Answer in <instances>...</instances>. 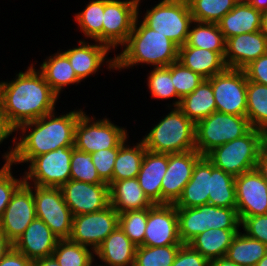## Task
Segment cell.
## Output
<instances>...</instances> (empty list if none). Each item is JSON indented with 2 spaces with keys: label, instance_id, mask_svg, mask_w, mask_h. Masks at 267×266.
<instances>
[{
  "label": "cell",
  "instance_id": "cell-43",
  "mask_svg": "<svg viewBox=\"0 0 267 266\" xmlns=\"http://www.w3.org/2000/svg\"><path fill=\"white\" fill-rule=\"evenodd\" d=\"M70 179L90 184L105 183L97 173L91 154L74 149L70 164Z\"/></svg>",
  "mask_w": 267,
  "mask_h": 266
},
{
  "label": "cell",
  "instance_id": "cell-24",
  "mask_svg": "<svg viewBox=\"0 0 267 266\" xmlns=\"http://www.w3.org/2000/svg\"><path fill=\"white\" fill-rule=\"evenodd\" d=\"M211 161L202 156L195 164L192 177L174 204L176 208H192L208 204L210 190Z\"/></svg>",
  "mask_w": 267,
  "mask_h": 266
},
{
  "label": "cell",
  "instance_id": "cell-60",
  "mask_svg": "<svg viewBox=\"0 0 267 266\" xmlns=\"http://www.w3.org/2000/svg\"><path fill=\"white\" fill-rule=\"evenodd\" d=\"M256 266H267V254L256 264Z\"/></svg>",
  "mask_w": 267,
  "mask_h": 266
},
{
  "label": "cell",
  "instance_id": "cell-57",
  "mask_svg": "<svg viewBox=\"0 0 267 266\" xmlns=\"http://www.w3.org/2000/svg\"><path fill=\"white\" fill-rule=\"evenodd\" d=\"M246 3L261 12L267 11V0H246Z\"/></svg>",
  "mask_w": 267,
  "mask_h": 266
},
{
  "label": "cell",
  "instance_id": "cell-15",
  "mask_svg": "<svg viewBox=\"0 0 267 266\" xmlns=\"http://www.w3.org/2000/svg\"><path fill=\"white\" fill-rule=\"evenodd\" d=\"M144 245L150 247L182 245L177 208L174 204H154L148 208Z\"/></svg>",
  "mask_w": 267,
  "mask_h": 266
},
{
  "label": "cell",
  "instance_id": "cell-12",
  "mask_svg": "<svg viewBox=\"0 0 267 266\" xmlns=\"http://www.w3.org/2000/svg\"><path fill=\"white\" fill-rule=\"evenodd\" d=\"M119 225V213L111 206L92 213L73 216L70 240L94 252Z\"/></svg>",
  "mask_w": 267,
  "mask_h": 266
},
{
  "label": "cell",
  "instance_id": "cell-40",
  "mask_svg": "<svg viewBox=\"0 0 267 266\" xmlns=\"http://www.w3.org/2000/svg\"><path fill=\"white\" fill-rule=\"evenodd\" d=\"M202 233L207 229H240L236 208H223L210 204L201 205Z\"/></svg>",
  "mask_w": 267,
  "mask_h": 266
},
{
  "label": "cell",
  "instance_id": "cell-38",
  "mask_svg": "<svg viewBox=\"0 0 267 266\" xmlns=\"http://www.w3.org/2000/svg\"><path fill=\"white\" fill-rule=\"evenodd\" d=\"M52 256L60 266H88L95 258L91 248L70 239H59Z\"/></svg>",
  "mask_w": 267,
  "mask_h": 266
},
{
  "label": "cell",
  "instance_id": "cell-22",
  "mask_svg": "<svg viewBox=\"0 0 267 266\" xmlns=\"http://www.w3.org/2000/svg\"><path fill=\"white\" fill-rule=\"evenodd\" d=\"M137 246L123 230L117 228L111 232L95 250V257L107 266H133Z\"/></svg>",
  "mask_w": 267,
  "mask_h": 266
},
{
  "label": "cell",
  "instance_id": "cell-56",
  "mask_svg": "<svg viewBox=\"0 0 267 266\" xmlns=\"http://www.w3.org/2000/svg\"><path fill=\"white\" fill-rule=\"evenodd\" d=\"M209 266H241V265L232 262L226 256H224L210 261Z\"/></svg>",
  "mask_w": 267,
  "mask_h": 266
},
{
  "label": "cell",
  "instance_id": "cell-34",
  "mask_svg": "<svg viewBox=\"0 0 267 266\" xmlns=\"http://www.w3.org/2000/svg\"><path fill=\"white\" fill-rule=\"evenodd\" d=\"M226 40L215 23L193 21L186 43L180 47H196L214 52H225Z\"/></svg>",
  "mask_w": 267,
  "mask_h": 266
},
{
  "label": "cell",
  "instance_id": "cell-14",
  "mask_svg": "<svg viewBox=\"0 0 267 266\" xmlns=\"http://www.w3.org/2000/svg\"><path fill=\"white\" fill-rule=\"evenodd\" d=\"M60 189L73 216L97 212L110 205L109 184H90L70 179Z\"/></svg>",
  "mask_w": 267,
  "mask_h": 266
},
{
  "label": "cell",
  "instance_id": "cell-49",
  "mask_svg": "<svg viewBox=\"0 0 267 266\" xmlns=\"http://www.w3.org/2000/svg\"><path fill=\"white\" fill-rule=\"evenodd\" d=\"M209 263L189 244H182L171 266H209Z\"/></svg>",
  "mask_w": 267,
  "mask_h": 266
},
{
  "label": "cell",
  "instance_id": "cell-3",
  "mask_svg": "<svg viewBox=\"0 0 267 266\" xmlns=\"http://www.w3.org/2000/svg\"><path fill=\"white\" fill-rule=\"evenodd\" d=\"M140 14L138 12L133 30L121 46L122 52L114 56L116 71L132 67L134 69L138 65L167 67L178 61L179 46L140 21Z\"/></svg>",
  "mask_w": 267,
  "mask_h": 266
},
{
  "label": "cell",
  "instance_id": "cell-41",
  "mask_svg": "<svg viewBox=\"0 0 267 266\" xmlns=\"http://www.w3.org/2000/svg\"><path fill=\"white\" fill-rule=\"evenodd\" d=\"M181 245L137 246L133 266H171Z\"/></svg>",
  "mask_w": 267,
  "mask_h": 266
},
{
  "label": "cell",
  "instance_id": "cell-46",
  "mask_svg": "<svg viewBox=\"0 0 267 266\" xmlns=\"http://www.w3.org/2000/svg\"><path fill=\"white\" fill-rule=\"evenodd\" d=\"M13 164H3L0 168V222L5 208L9 204L15 191L24 183V175L13 176Z\"/></svg>",
  "mask_w": 267,
  "mask_h": 266
},
{
  "label": "cell",
  "instance_id": "cell-55",
  "mask_svg": "<svg viewBox=\"0 0 267 266\" xmlns=\"http://www.w3.org/2000/svg\"><path fill=\"white\" fill-rule=\"evenodd\" d=\"M33 266H60L53 256L33 261Z\"/></svg>",
  "mask_w": 267,
  "mask_h": 266
},
{
  "label": "cell",
  "instance_id": "cell-16",
  "mask_svg": "<svg viewBox=\"0 0 267 266\" xmlns=\"http://www.w3.org/2000/svg\"><path fill=\"white\" fill-rule=\"evenodd\" d=\"M61 51L68 57L77 77L82 82L89 76L97 75L104 65L108 71L115 70V57L108 58L112 50L106 44L97 41L90 43L80 39L78 46L67 50L61 49Z\"/></svg>",
  "mask_w": 267,
  "mask_h": 266
},
{
  "label": "cell",
  "instance_id": "cell-32",
  "mask_svg": "<svg viewBox=\"0 0 267 266\" xmlns=\"http://www.w3.org/2000/svg\"><path fill=\"white\" fill-rule=\"evenodd\" d=\"M266 254V244L239 231L234 236L225 256L241 266H256Z\"/></svg>",
  "mask_w": 267,
  "mask_h": 266
},
{
  "label": "cell",
  "instance_id": "cell-7",
  "mask_svg": "<svg viewBox=\"0 0 267 266\" xmlns=\"http://www.w3.org/2000/svg\"><path fill=\"white\" fill-rule=\"evenodd\" d=\"M142 21L179 47L186 43L193 17L187 0H159L146 9Z\"/></svg>",
  "mask_w": 267,
  "mask_h": 266
},
{
  "label": "cell",
  "instance_id": "cell-23",
  "mask_svg": "<svg viewBox=\"0 0 267 266\" xmlns=\"http://www.w3.org/2000/svg\"><path fill=\"white\" fill-rule=\"evenodd\" d=\"M167 166L168 153L146 150L136 178L145 195L153 204H161V183Z\"/></svg>",
  "mask_w": 267,
  "mask_h": 266
},
{
  "label": "cell",
  "instance_id": "cell-47",
  "mask_svg": "<svg viewBox=\"0 0 267 266\" xmlns=\"http://www.w3.org/2000/svg\"><path fill=\"white\" fill-rule=\"evenodd\" d=\"M119 147L103 149L91 154V159L100 178L110 184L112 182L114 162L116 160Z\"/></svg>",
  "mask_w": 267,
  "mask_h": 266
},
{
  "label": "cell",
  "instance_id": "cell-18",
  "mask_svg": "<svg viewBox=\"0 0 267 266\" xmlns=\"http://www.w3.org/2000/svg\"><path fill=\"white\" fill-rule=\"evenodd\" d=\"M239 218L267 214V181L256 169L235 177Z\"/></svg>",
  "mask_w": 267,
  "mask_h": 266
},
{
  "label": "cell",
  "instance_id": "cell-45",
  "mask_svg": "<svg viewBox=\"0 0 267 266\" xmlns=\"http://www.w3.org/2000/svg\"><path fill=\"white\" fill-rule=\"evenodd\" d=\"M179 237L182 244H188L202 233L201 205L192 208H177Z\"/></svg>",
  "mask_w": 267,
  "mask_h": 266
},
{
  "label": "cell",
  "instance_id": "cell-35",
  "mask_svg": "<svg viewBox=\"0 0 267 266\" xmlns=\"http://www.w3.org/2000/svg\"><path fill=\"white\" fill-rule=\"evenodd\" d=\"M103 14L104 0H89L82 11L75 13L73 19L85 40L103 43Z\"/></svg>",
  "mask_w": 267,
  "mask_h": 266
},
{
  "label": "cell",
  "instance_id": "cell-33",
  "mask_svg": "<svg viewBox=\"0 0 267 266\" xmlns=\"http://www.w3.org/2000/svg\"><path fill=\"white\" fill-rule=\"evenodd\" d=\"M208 204L223 208H236L235 177L211 162Z\"/></svg>",
  "mask_w": 267,
  "mask_h": 266
},
{
  "label": "cell",
  "instance_id": "cell-48",
  "mask_svg": "<svg viewBox=\"0 0 267 266\" xmlns=\"http://www.w3.org/2000/svg\"><path fill=\"white\" fill-rule=\"evenodd\" d=\"M240 221L243 233L267 245V214L242 217Z\"/></svg>",
  "mask_w": 267,
  "mask_h": 266
},
{
  "label": "cell",
  "instance_id": "cell-29",
  "mask_svg": "<svg viewBox=\"0 0 267 266\" xmlns=\"http://www.w3.org/2000/svg\"><path fill=\"white\" fill-rule=\"evenodd\" d=\"M241 229H207L188 244L209 262L224 257L234 236Z\"/></svg>",
  "mask_w": 267,
  "mask_h": 266
},
{
  "label": "cell",
  "instance_id": "cell-9",
  "mask_svg": "<svg viewBox=\"0 0 267 266\" xmlns=\"http://www.w3.org/2000/svg\"><path fill=\"white\" fill-rule=\"evenodd\" d=\"M74 146H63L34 157L24 170L26 184L61 187L70 180V164Z\"/></svg>",
  "mask_w": 267,
  "mask_h": 266
},
{
  "label": "cell",
  "instance_id": "cell-52",
  "mask_svg": "<svg viewBox=\"0 0 267 266\" xmlns=\"http://www.w3.org/2000/svg\"><path fill=\"white\" fill-rule=\"evenodd\" d=\"M0 266H33V261L12 248L1 260Z\"/></svg>",
  "mask_w": 267,
  "mask_h": 266
},
{
  "label": "cell",
  "instance_id": "cell-39",
  "mask_svg": "<svg viewBox=\"0 0 267 266\" xmlns=\"http://www.w3.org/2000/svg\"><path fill=\"white\" fill-rule=\"evenodd\" d=\"M194 21L217 24L236 5L233 0H187Z\"/></svg>",
  "mask_w": 267,
  "mask_h": 266
},
{
  "label": "cell",
  "instance_id": "cell-59",
  "mask_svg": "<svg viewBox=\"0 0 267 266\" xmlns=\"http://www.w3.org/2000/svg\"><path fill=\"white\" fill-rule=\"evenodd\" d=\"M260 131L262 148L267 151V125H265Z\"/></svg>",
  "mask_w": 267,
  "mask_h": 266
},
{
  "label": "cell",
  "instance_id": "cell-30",
  "mask_svg": "<svg viewBox=\"0 0 267 266\" xmlns=\"http://www.w3.org/2000/svg\"><path fill=\"white\" fill-rule=\"evenodd\" d=\"M178 108L195 124L215 112L216 103L210 80L204 79L191 94L184 96Z\"/></svg>",
  "mask_w": 267,
  "mask_h": 266
},
{
  "label": "cell",
  "instance_id": "cell-19",
  "mask_svg": "<svg viewBox=\"0 0 267 266\" xmlns=\"http://www.w3.org/2000/svg\"><path fill=\"white\" fill-rule=\"evenodd\" d=\"M36 218L32 189L24 182L14 193L4 210L0 228L14 243Z\"/></svg>",
  "mask_w": 267,
  "mask_h": 266
},
{
  "label": "cell",
  "instance_id": "cell-54",
  "mask_svg": "<svg viewBox=\"0 0 267 266\" xmlns=\"http://www.w3.org/2000/svg\"><path fill=\"white\" fill-rule=\"evenodd\" d=\"M12 248L13 243L7 238L0 228V262Z\"/></svg>",
  "mask_w": 267,
  "mask_h": 266
},
{
  "label": "cell",
  "instance_id": "cell-44",
  "mask_svg": "<svg viewBox=\"0 0 267 266\" xmlns=\"http://www.w3.org/2000/svg\"><path fill=\"white\" fill-rule=\"evenodd\" d=\"M167 68L171 71L175 91L181 99L191 94L205 79L200 74L184 67L178 61L171 63Z\"/></svg>",
  "mask_w": 267,
  "mask_h": 266
},
{
  "label": "cell",
  "instance_id": "cell-61",
  "mask_svg": "<svg viewBox=\"0 0 267 266\" xmlns=\"http://www.w3.org/2000/svg\"><path fill=\"white\" fill-rule=\"evenodd\" d=\"M128 1H130L131 3H133V4H135L137 7H138V12H140V6H141V4L140 3H142L141 1L142 0H128Z\"/></svg>",
  "mask_w": 267,
  "mask_h": 266
},
{
  "label": "cell",
  "instance_id": "cell-50",
  "mask_svg": "<svg viewBox=\"0 0 267 266\" xmlns=\"http://www.w3.org/2000/svg\"><path fill=\"white\" fill-rule=\"evenodd\" d=\"M16 133V129L9 123L7 116L2 111V108L0 106V145L5 142L9 137L12 136V145L8 147V150L3 153L2 157L5 160L4 164L11 163L14 153H15V138L13 134Z\"/></svg>",
  "mask_w": 267,
  "mask_h": 266
},
{
  "label": "cell",
  "instance_id": "cell-31",
  "mask_svg": "<svg viewBox=\"0 0 267 266\" xmlns=\"http://www.w3.org/2000/svg\"><path fill=\"white\" fill-rule=\"evenodd\" d=\"M129 137L120 145L114 162L112 181L136 178L146 152L145 144L141 140L131 146ZM129 143V144H128Z\"/></svg>",
  "mask_w": 267,
  "mask_h": 266
},
{
  "label": "cell",
  "instance_id": "cell-62",
  "mask_svg": "<svg viewBox=\"0 0 267 266\" xmlns=\"http://www.w3.org/2000/svg\"><path fill=\"white\" fill-rule=\"evenodd\" d=\"M95 261H97L96 258H94V259L88 264V266H107V265L104 264V263L99 264V263H96ZM93 263H95V264H93ZM97 264H99V265H97Z\"/></svg>",
  "mask_w": 267,
  "mask_h": 266
},
{
  "label": "cell",
  "instance_id": "cell-58",
  "mask_svg": "<svg viewBox=\"0 0 267 266\" xmlns=\"http://www.w3.org/2000/svg\"><path fill=\"white\" fill-rule=\"evenodd\" d=\"M260 31L267 38V11L262 12Z\"/></svg>",
  "mask_w": 267,
  "mask_h": 266
},
{
  "label": "cell",
  "instance_id": "cell-6",
  "mask_svg": "<svg viewBox=\"0 0 267 266\" xmlns=\"http://www.w3.org/2000/svg\"><path fill=\"white\" fill-rule=\"evenodd\" d=\"M251 128L246 116L215 111L196 123L195 148L206 156L214 148L242 137Z\"/></svg>",
  "mask_w": 267,
  "mask_h": 266
},
{
  "label": "cell",
  "instance_id": "cell-17",
  "mask_svg": "<svg viewBox=\"0 0 267 266\" xmlns=\"http://www.w3.org/2000/svg\"><path fill=\"white\" fill-rule=\"evenodd\" d=\"M201 157L197 150L168 154V166L161 183V204H175L178 201Z\"/></svg>",
  "mask_w": 267,
  "mask_h": 266
},
{
  "label": "cell",
  "instance_id": "cell-5",
  "mask_svg": "<svg viewBox=\"0 0 267 266\" xmlns=\"http://www.w3.org/2000/svg\"><path fill=\"white\" fill-rule=\"evenodd\" d=\"M261 147V131L251 128L242 137L214 148L206 157L215 167L236 177L255 169Z\"/></svg>",
  "mask_w": 267,
  "mask_h": 266
},
{
  "label": "cell",
  "instance_id": "cell-26",
  "mask_svg": "<svg viewBox=\"0 0 267 266\" xmlns=\"http://www.w3.org/2000/svg\"><path fill=\"white\" fill-rule=\"evenodd\" d=\"M110 205L120 214L129 210H145L154 204L145 195L137 178L112 181L109 184Z\"/></svg>",
  "mask_w": 267,
  "mask_h": 266
},
{
  "label": "cell",
  "instance_id": "cell-28",
  "mask_svg": "<svg viewBox=\"0 0 267 266\" xmlns=\"http://www.w3.org/2000/svg\"><path fill=\"white\" fill-rule=\"evenodd\" d=\"M261 16L262 12L250 4H236L217 24L226 40L235 35L259 31Z\"/></svg>",
  "mask_w": 267,
  "mask_h": 266
},
{
  "label": "cell",
  "instance_id": "cell-25",
  "mask_svg": "<svg viewBox=\"0 0 267 266\" xmlns=\"http://www.w3.org/2000/svg\"><path fill=\"white\" fill-rule=\"evenodd\" d=\"M224 54L225 52H214L196 47H179L178 62L203 78L209 79L228 68Z\"/></svg>",
  "mask_w": 267,
  "mask_h": 266
},
{
  "label": "cell",
  "instance_id": "cell-4",
  "mask_svg": "<svg viewBox=\"0 0 267 266\" xmlns=\"http://www.w3.org/2000/svg\"><path fill=\"white\" fill-rule=\"evenodd\" d=\"M159 122L152 127L142 141L148 151L155 153H181L195 148L196 124L178 108H168Z\"/></svg>",
  "mask_w": 267,
  "mask_h": 266
},
{
  "label": "cell",
  "instance_id": "cell-8",
  "mask_svg": "<svg viewBox=\"0 0 267 266\" xmlns=\"http://www.w3.org/2000/svg\"><path fill=\"white\" fill-rule=\"evenodd\" d=\"M86 113L84 111L79 116L75 127V149L92 154L99 150L120 147L129 137L127 128L114 124L106 116L97 119Z\"/></svg>",
  "mask_w": 267,
  "mask_h": 266
},
{
  "label": "cell",
  "instance_id": "cell-13",
  "mask_svg": "<svg viewBox=\"0 0 267 266\" xmlns=\"http://www.w3.org/2000/svg\"><path fill=\"white\" fill-rule=\"evenodd\" d=\"M138 7L128 0H104L103 44L112 51L121 47L133 30Z\"/></svg>",
  "mask_w": 267,
  "mask_h": 266
},
{
  "label": "cell",
  "instance_id": "cell-2",
  "mask_svg": "<svg viewBox=\"0 0 267 266\" xmlns=\"http://www.w3.org/2000/svg\"><path fill=\"white\" fill-rule=\"evenodd\" d=\"M83 112V108H78L59 115L55 110L20 125L15 133L21 134L15 135L20 136L15 138V153L11 164H28L38 155L63 146H74L75 127Z\"/></svg>",
  "mask_w": 267,
  "mask_h": 266
},
{
  "label": "cell",
  "instance_id": "cell-21",
  "mask_svg": "<svg viewBox=\"0 0 267 266\" xmlns=\"http://www.w3.org/2000/svg\"><path fill=\"white\" fill-rule=\"evenodd\" d=\"M59 238L40 219L35 218L13 243V248L35 261L52 256Z\"/></svg>",
  "mask_w": 267,
  "mask_h": 266
},
{
  "label": "cell",
  "instance_id": "cell-51",
  "mask_svg": "<svg viewBox=\"0 0 267 266\" xmlns=\"http://www.w3.org/2000/svg\"><path fill=\"white\" fill-rule=\"evenodd\" d=\"M243 70L248 81L267 86V53L251 62Z\"/></svg>",
  "mask_w": 267,
  "mask_h": 266
},
{
  "label": "cell",
  "instance_id": "cell-1",
  "mask_svg": "<svg viewBox=\"0 0 267 266\" xmlns=\"http://www.w3.org/2000/svg\"><path fill=\"white\" fill-rule=\"evenodd\" d=\"M34 64L16 73L14 80L0 81V106L15 129L55 111L61 98Z\"/></svg>",
  "mask_w": 267,
  "mask_h": 266
},
{
  "label": "cell",
  "instance_id": "cell-63",
  "mask_svg": "<svg viewBox=\"0 0 267 266\" xmlns=\"http://www.w3.org/2000/svg\"><path fill=\"white\" fill-rule=\"evenodd\" d=\"M236 4H245L246 0H233Z\"/></svg>",
  "mask_w": 267,
  "mask_h": 266
},
{
  "label": "cell",
  "instance_id": "cell-36",
  "mask_svg": "<svg viewBox=\"0 0 267 266\" xmlns=\"http://www.w3.org/2000/svg\"><path fill=\"white\" fill-rule=\"evenodd\" d=\"M246 117L252 128L261 130L267 125V86L247 80Z\"/></svg>",
  "mask_w": 267,
  "mask_h": 266
},
{
  "label": "cell",
  "instance_id": "cell-53",
  "mask_svg": "<svg viewBox=\"0 0 267 266\" xmlns=\"http://www.w3.org/2000/svg\"><path fill=\"white\" fill-rule=\"evenodd\" d=\"M255 169L267 181V151L262 147L259 151Z\"/></svg>",
  "mask_w": 267,
  "mask_h": 266
},
{
  "label": "cell",
  "instance_id": "cell-20",
  "mask_svg": "<svg viewBox=\"0 0 267 266\" xmlns=\"http://www.w3.org/2000/svg\"><path fill=\"white\" fill-rule=\"evenodd\" d=\"M266 53L267 38L259 30L226 39L224 60L228 68L243 70Z\"/></svg>",
  "mask_w": 267,
  "mask_h": 266
},
{
  "label": "cell",
  "instance_id": "cell-42",
  "mask_svg": "<svg viewBox=\"0 0 267 266\" xmlns=\"http://www.w3.org/2000/svg\"><path fill=\"white\" fill-rule=\"evenodd\" d=\"M148 209L129 210L119 214V227L136 245H144Z\"/></svg>",
  "mask_w": 267,
  "mask_h": 266
},
{
  "label": "cell",
  "instance_id": "cell-27",
  "mask_svg": "<svg viewBox=\"0 0 267 266\" xmlns=\"http://www.w3.org/2000/svg\"><path fill=\"white\" fill-rule=\"evenodd\" d=\"M38 70L58 96L64 91V87L74 84L77 86L82 82L77 77L68 57L60 49L43 59Z\"/></svg>",
  "mask_w": 267,
  "mask_h": 266
},
{
  "label": "cell",
  "instance_id": "cell-10",
  "mask_svg": "<svg viewBox=\"0 0 267 266\" xmlns=\"http://www.w3.org/2000/svg\"><path fill=\"white\" fill-rule=\"evenodd\" d=\"M27 185L33 191L36 218L42 220L59 239H69L73 215L60 187Z\"/></svg>",
  "mask_w": 267,
  "mask_h": 266
},
{
  "label": "cell",
  "instance_id": "cell-37",
  "mask_svg": "<svg viewBox=\"0 0 267 266\" xmlns=\"http://www.w3.org/2000/svg\"><path fill=\"white\" fill-rule=\"evenodd\" d=\"M148 71L146 82L148 92L154 99L169 100L173 99L172 105L168 103L169 107H179L181 98L177 95L172 81L171 71L167 67H157ZM170 105V106H169Z\"/></svg>",
  "mask_w": 267,
  "mask_h": 266
},
{
  "label": "cell",
  "instance_id": "cell-11",
  "mask_svg": "<svg viewBox=\"0 0 267 266\" xmlns=\"http://www.w3.org/2000/svg\"><path fill=\"white\" fill-rule=\"evenodd\" d=\"M209 80L214 92L216 111L246 116L247 77L244 70L227 68Z\"/></svg>",
  "mask_w": 267,
  "mask_h": 266
}]
</instances>
